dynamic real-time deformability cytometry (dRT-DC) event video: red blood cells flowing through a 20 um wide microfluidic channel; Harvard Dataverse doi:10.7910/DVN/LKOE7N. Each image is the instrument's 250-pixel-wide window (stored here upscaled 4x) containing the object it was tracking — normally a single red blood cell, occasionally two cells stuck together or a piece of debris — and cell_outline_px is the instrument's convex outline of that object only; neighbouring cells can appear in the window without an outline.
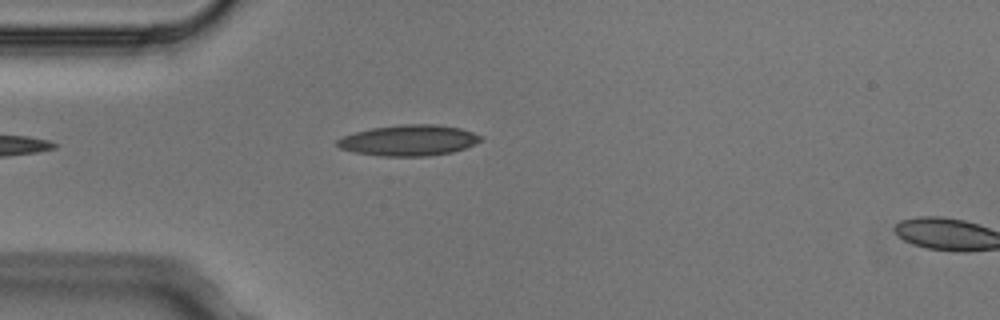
{"species": "Egyptian fruit bat (a non-hibernating species)", "species_latin": "Rousettus aegyptiacus", "temperature_condition": "cold", "stored_images_in_passage": 2, "segment_of_instrument_passage": [1, 2], "camera_frame_rate_fps": 3000, "um_per_image_px": 0.085, "animal": {"sex": "male"}, "frame": {"image": 1, "passage_image": 1, "time_ms": 0.0, "image_size_px": [1000, 320], "cell_outline_px": [[484, 140], [476, 144], [452, 152], [428, 156], [380, 156], [352, 152], [340, 148], [336, 144], [336, 140], [344, 136], [356, 132], [372, 128], [404, 124], [436, 124], [460, 128], [484, 136]], "centroid_in_image_um": [34.78, 11.93], "position_along_channel_um": 50.2, "area_um2": 25.89}}